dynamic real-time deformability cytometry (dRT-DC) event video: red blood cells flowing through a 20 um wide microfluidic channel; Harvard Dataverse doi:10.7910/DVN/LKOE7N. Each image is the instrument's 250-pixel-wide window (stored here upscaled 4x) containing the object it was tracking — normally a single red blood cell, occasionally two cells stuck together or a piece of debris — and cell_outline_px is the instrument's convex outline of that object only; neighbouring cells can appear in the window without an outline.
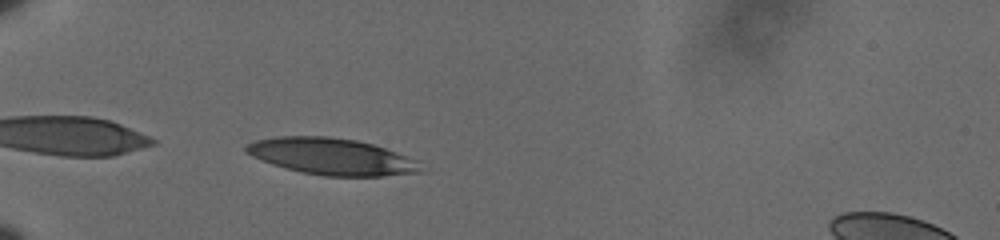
{"species": "human", "species_latin": "Homo sapiens", "temperature_condition": "cold", "stored_images_in_passage": 3, "camera_frame_rate_fps": 3000, "um_per_image_px": 0.085, "donor": {"sex": "male"}, "frame": {"image": 1, "passage_image": 1, "time_ms": 0.0, "image_size_px": [1000, 240], "cell_outline_px": [[428, 172], [384, 176], [324, 176], [300, 172], [272, 164], [252, 156], [244, 152], [244, 148], [248, 144], [256, 140], [276, 136], [328, 136], [356, 140], [372, 144], [396, 152], [416, 160]], "centroid_in_image_um": [28.22, 13.31], "position_along_channel_um": 56.8, "area_um2": 37.4}}